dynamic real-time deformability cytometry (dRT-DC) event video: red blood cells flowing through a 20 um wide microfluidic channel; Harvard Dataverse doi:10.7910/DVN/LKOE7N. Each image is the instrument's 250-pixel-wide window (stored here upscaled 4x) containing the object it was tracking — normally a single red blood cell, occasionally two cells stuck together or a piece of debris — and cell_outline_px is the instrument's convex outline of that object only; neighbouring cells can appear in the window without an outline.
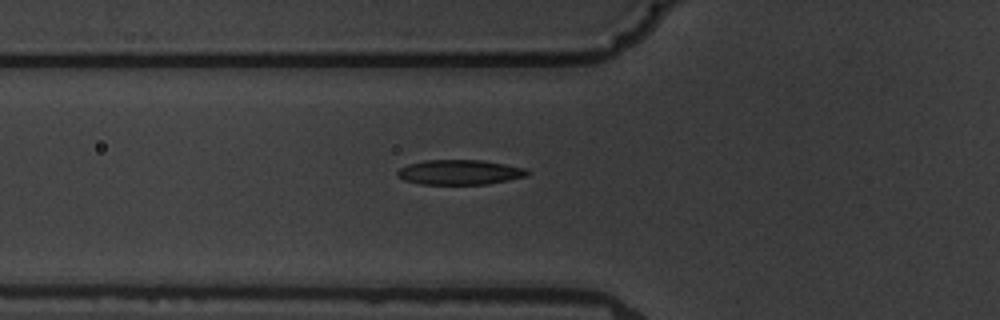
{"species": "common noctule bat (a hibernating species)", "species_latin": "Nyctalus noctula", "temperature_condition": "warm", "stored_images_in_passage": 7, "camera_frame_rate_fps": 3000, "um_per_image_px": 0.085, "animal": {"sex": "male", "body_mass_g": 19.5, "forearm_length_mm": 54.6}, "frame": {"image": 1, "passage_image": 7, "time_ms": 7.667, "image_size_px": [1000, 320], "cell_outline_px": [[528, 176], [488, 184], [420, 184], [404, 180], [396, 172], [400, 168], [408, 164], [424, 160], [484, 160], [524, 168], [528, 172]], "centroid_in_image_um": [39.07, 14.64], "position_along_channel_um": 86.7, "area_um2": 18.73}}